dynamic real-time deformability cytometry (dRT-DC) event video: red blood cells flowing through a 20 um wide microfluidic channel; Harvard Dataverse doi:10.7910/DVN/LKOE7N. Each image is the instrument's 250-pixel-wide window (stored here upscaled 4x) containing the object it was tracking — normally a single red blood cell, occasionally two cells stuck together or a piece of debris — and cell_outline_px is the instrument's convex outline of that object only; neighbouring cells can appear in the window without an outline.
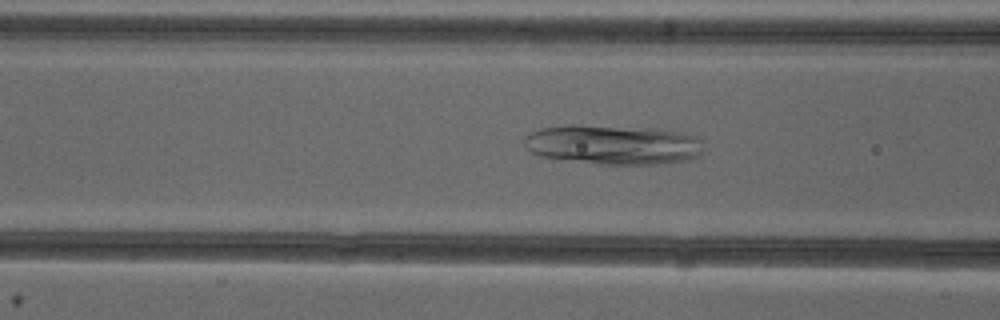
{"species": "common noctule bat (a hibernating species)", "species_latin": "Nyctalus noctula", "temperature_condition": "cold", "stored_images_in_passage": 47, "camera_frame_rate_fps": 3000, "um_per_image_px": 0.085, "animal": {"sex": "female"}, "frame": {"image": 1, "passage_image": 20, "time_ms": 6.333, "image_size_px": [1000, 320], "cell_outline_px": [[700, 156], [692, 160], [664, 164], [596, 164], [540, 156], [532, 152], [524, 144], [524, 136], [540, 128], [568, 124], [580, 124], [656, 128], [684, 132], [696, 136], [700, 140]], "centroid_in_image_um": [52.13, 12.28], "position_along_channel_um": 114.5, "area_um2": 42.08}}
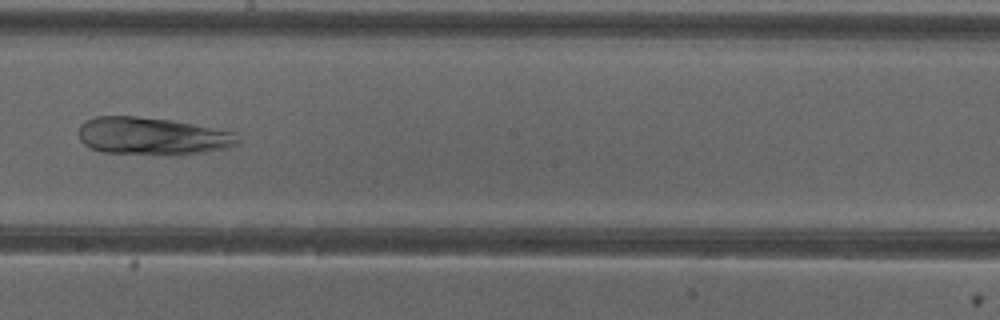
{"frame": {"image": 2, "passage_image": 29, "time_ms": 9.333, "image_size_px": [1000, 320], "cell_outline_px": [[240, 144], [228, 148], [204, 152], [100, 152], [84, 144], [80, 140], [80, 124], [84, 120], [96, 116], [136, 116], [172, 120], [236, 132], [240, 140]], "centroid_in_image_um": [12.96, 11.52], "position_along_channel_um": 235.2, "area_um2": 33.93}}
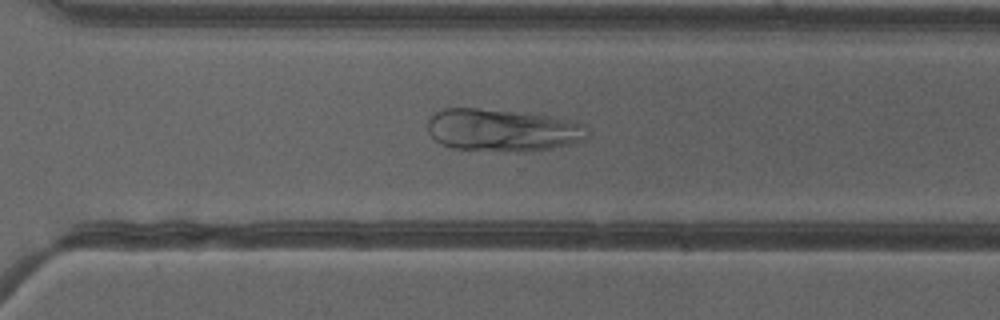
{"frame": {"image": 3, "passage_image": 36, "time_ms": 11.667, "image_size_px": [1000, 320], "cell_outline_px": [[588, 140], [572, 144], [552, 148], [520, 152], [516, 152], [452, 148], [440, 144], [428, 132], [428, 120], [436, 112], [444, 108], [476, 108], [548, 116], [568, 120], [584, 124], [588, 128]], "centroid_in_image_um": [42.74, 11.08], "position_along_channel_um": 327.9, "area_um2": 39.48}}